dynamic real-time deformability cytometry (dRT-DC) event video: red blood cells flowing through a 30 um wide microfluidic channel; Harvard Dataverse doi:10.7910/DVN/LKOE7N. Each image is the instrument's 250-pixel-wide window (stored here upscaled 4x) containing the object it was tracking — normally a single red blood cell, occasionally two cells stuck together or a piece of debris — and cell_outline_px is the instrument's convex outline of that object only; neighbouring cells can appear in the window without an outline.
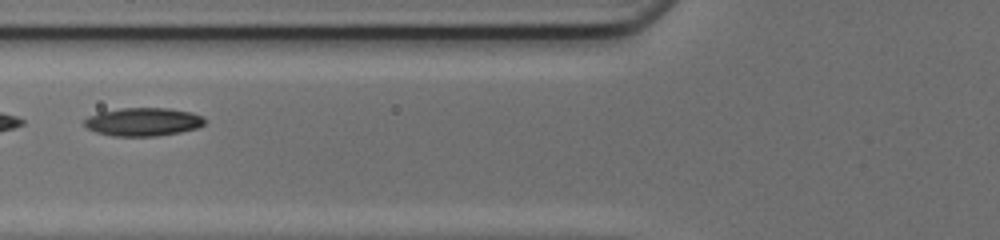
{"species": "common noctule bat (a hibernating species)", "species_latin": "Nyctalus noctula", "temperature_condition": "cold", "stored_images_in_passage": 42, "camera_frame_rate_fps": 3000, "um_per_image_px": 0.085, "animal": {"sex": "female", "body_mass_g": 17.0, "forearm_length_mm": 48.0}, "frame": {"image": 1, "passage_image": 14, "time_ms": 4.333, "image_size_px": [1000, 240], "cell_outline_px": [[204, 124], [196, 128], [180, 132], [156, 136], [112, 136], [96, 132], [88, 128], [84, 124], [84, 120], [88, 116], [100, 112], [120, 108], [168, 108], [192, 112], [204, 116]], "centroid_in_image_um": [12.17, 10.35], "position_along_channel_um": 113.6, "area_um2": 19.83}}
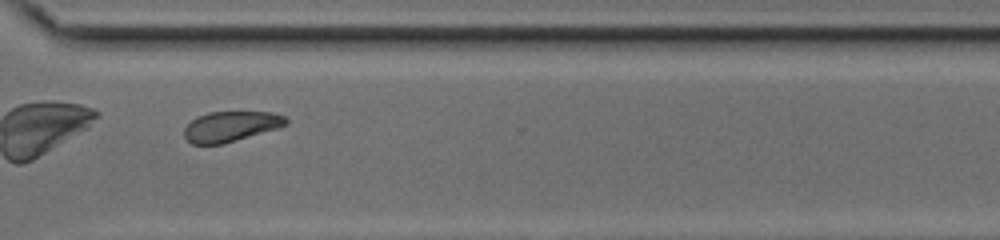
{"frame": {"image": 2, "passage_image": 31, "time_ms": 10.0, "image_size_px": [1000, 240], "cell_outline_px": [[288, 124], [280, 128], [224, 144], [192, 144], [184, 136], [184, 128], [192, 120], [208, 112], [272, 112], [284, 116], [288, 120]], "centroid_in_image_um": [19.66, 10.75], "position_along_channel_um": 350.9, "area_um2": 18.03}, "authors_computed_cell_mechanics": {"area_um2": 19.5942, "velocity_mm_per_s": 4.1937, "shape_relaxation_time_tau1_ms": 4.2331, "shape_relaxation_time_tau2_ms": 7.5149, "deformation_change_tau1": 0.1073, "deformation_change_tau2": 0.1172}}